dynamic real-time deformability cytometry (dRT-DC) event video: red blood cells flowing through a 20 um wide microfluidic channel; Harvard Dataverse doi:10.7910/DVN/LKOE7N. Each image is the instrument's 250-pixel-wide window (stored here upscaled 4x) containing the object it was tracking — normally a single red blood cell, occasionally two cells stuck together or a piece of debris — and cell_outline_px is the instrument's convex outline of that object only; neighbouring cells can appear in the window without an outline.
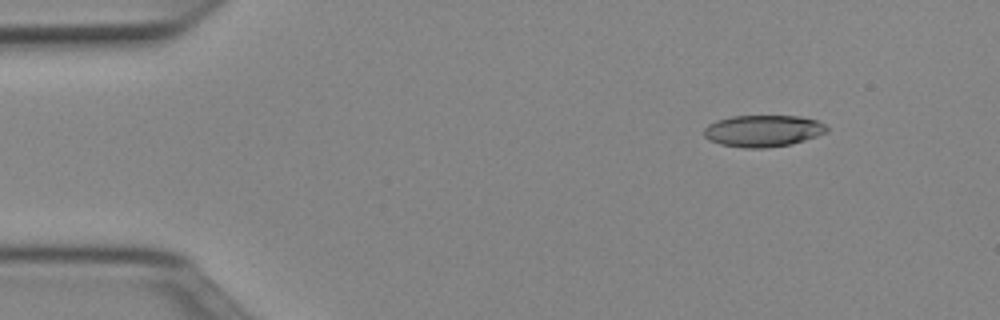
{"species": "Egyptian fruit bat (a non-hibernating species)", "species_latin": "Rousettus aegyptiacus", "temperature_condition": "cold", "stored_images_in_passage": 48, "camera_frame_rate_fps": 3000, "um_per_image_px": 0.085, "animal": {"sex": "female"}, "frame": {"image": 1, "passage_image": 4, "time_ms": 1.0, "image_size_px": [1000, 320], "cell_outline_px": [[828, 132], [792, 144], [764, 148], [744, 148], [720, 144], [708, 140], [704, 136], [704, 128], [708, 124], [716, 120], [732, 116], [800, 116], [816, 120], [824, 124], [828, 128]], "centroid_in_image_um": [64.84, 11.12], "position_along_channel_um": 20.2, "area_um2": 22.77}}
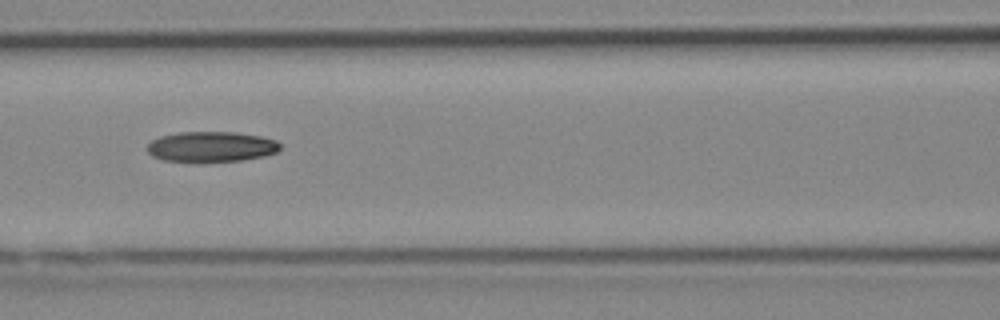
{"frame": {"image": 2, "passage_image": 20, "time_ms": 6.333, "image_size_px": [1000, 320], "cell_outline_px": [[280, 148], [276, 152], [264, 156], [240, 160], [200, 164], [192, 164], [164, 160], [152, 156], [148, 152], [148, 144], [152, 140], [160, 136], [180, 132], [236, 132], [260, 136], [276, 140], [280, 144]], "centroid_in_image_um": [17.92, 12.5], "position_along_channel_um": 148.7, "area_um2": 24.16}}
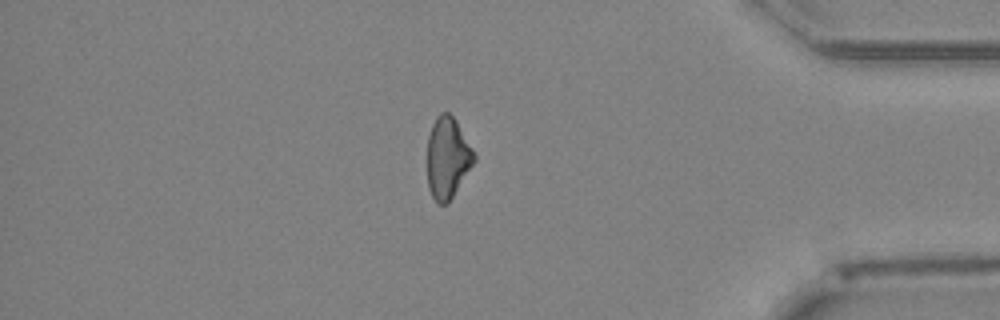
{"frame": {"image": 3, "passage_image": 41, "time_ms": 13.333, "image_size_px": [1000, 320], "cell_outline_px": [[476, 160], [448, 204], [440, 204], [432, 196], [428, 188], [428, 136], [432, 124], [436, 116], [440, 112], [448, 112], [456, 120], [472, 148], [476, 156]], "centroid_in_image_um": [38.05, 13.4], "position_along_channel_um": 397.2, "area_um2": 22.14}, "authors_computed_cell_mechanics": {"area_um2": 23.3223, "velocity_mm_per_s": 4.0123, "shape_relaxation_time_tau1_ms": 6.7847, "shape_relaxation_time_tau2_ms": null, "deformation_change_tau1": 0.1639, "deformation_change_tau2": null}}